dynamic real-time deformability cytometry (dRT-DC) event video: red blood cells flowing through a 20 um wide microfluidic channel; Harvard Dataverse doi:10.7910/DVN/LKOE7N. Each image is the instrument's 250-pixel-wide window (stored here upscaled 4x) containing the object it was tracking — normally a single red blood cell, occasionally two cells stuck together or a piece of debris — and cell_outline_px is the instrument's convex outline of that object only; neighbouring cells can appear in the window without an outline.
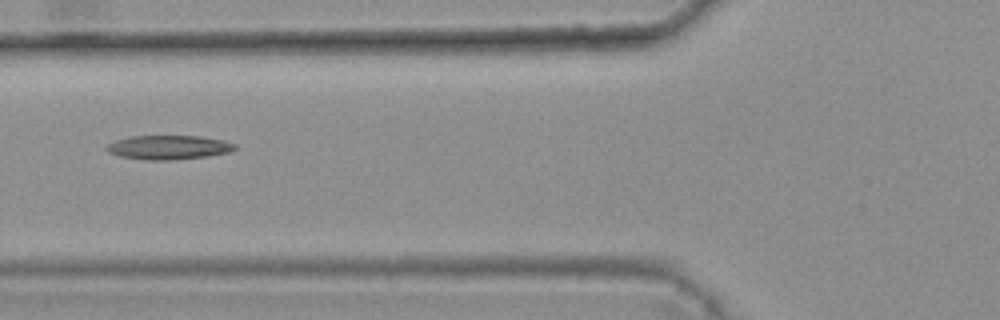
{"species": "common noctule bat (a hibernating species)", "species_latin": "Nyctalus noctula", "temperature_condition": "warm", "stored_images_in_passage": 8, "camera_frame_rate_fps": 3000, "um_per_image_px": 0.085, "animal": {"sex": "female", "body_mass_g": 25.1}, "frame": {"image": 1, "passage_image": 5, "time_ms": 1.333, "image_size_px": [1000, 320], "cell_outline_px": [[236, 148], [228, 152], [208, 156], [172, 160], [144, 160], [120, 156], [108, 152], [104, 148], [108, 144], [116, 140], [128, 136], [200, 136], [224, 140], [236, 144]], "centroid_in_image_um": [14.31, 12.52], "position_along_channel_um": 111.5, "area_um2": 18.09}}
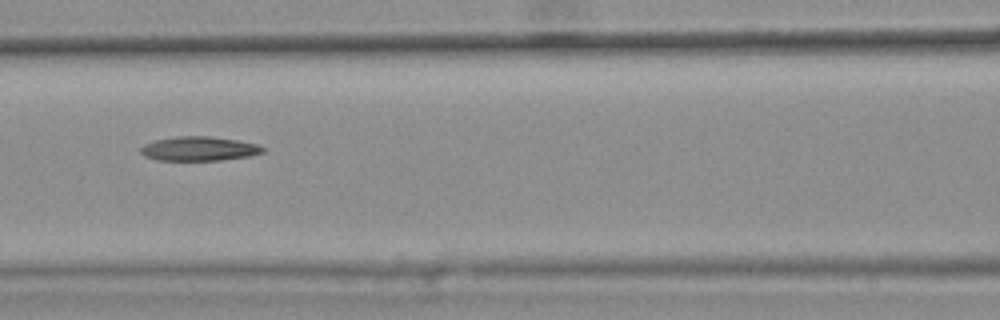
{"frame": {"image": 2, "passage_image": 6, "time_ms": 1.667, "image_size_px": [1000, 320], "cell_outline_px": [[264, 152], [248, 156], [220, 160], [156, 160], [144, 156], [140, 152], [140, 148], [144, 144], [156, 140], [176, 136], [208, 136], [236, 140], [256, 144], [264, 148]], "centroid_in_image_um": [16.87, 12.64], "position_along_channel_um": 149.7, "area_um2": 17.11}}